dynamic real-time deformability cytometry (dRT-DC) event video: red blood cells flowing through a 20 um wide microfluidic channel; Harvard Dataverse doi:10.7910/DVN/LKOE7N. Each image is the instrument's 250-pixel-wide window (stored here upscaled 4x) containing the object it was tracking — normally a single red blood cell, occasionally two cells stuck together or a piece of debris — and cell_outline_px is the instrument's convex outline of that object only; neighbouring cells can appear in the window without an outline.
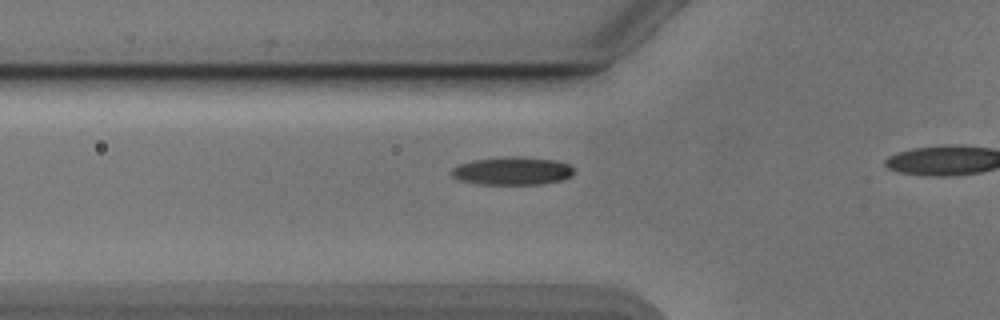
{"species": "Egyptian fruit bat (a non-hibernating species)", "species_latin": "Rousettus aegyptiacus", "temperature_condition": "cold", "stored_images_in_passage": 32, "camera_frame_rate_fps": 3000, "um_per_image_px": 0.085, "animal": {"sex": "male"}, "frame": {"image": 1, "passage_image": 14, "time_ms": 4.333, "image_size_px": [1000, 320], "cell_outline_px": [[572, 176], [560, 180], [540, 184], [480, 184], [460, 180], [452, 176], [452, 168], [460, 164], [472, 160], [504, 156], [520, 156], [556, 160], [568, 164], [572, 168]], "centroid_in_image_um": [43.53, 14.51], "position_along_channel_um": 82.3, "area_um2": 19.94}}
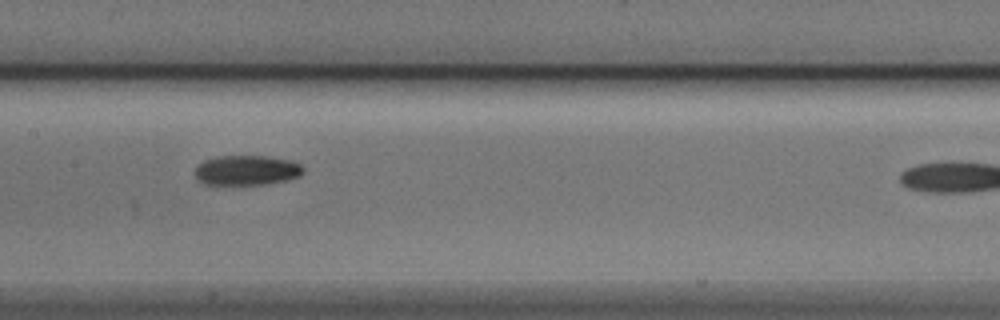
{"frame": {"image": 2, "passage_image": 22, "time_ms": 7.0, "image_size_px": [1000, 320], "cell_outline_px": [[304, 172], [300, 176], [284, 180], [264, 184], [204, 184], [196, 176], [196, 168], [204, 160], [220, 156], [268, 156], [292, 160], [300, 164], [304, 168]], "centroid_in_image_um": [21.02, 14.46], "position_along_channel_um": 186.4, "area_um2": 18.67}}
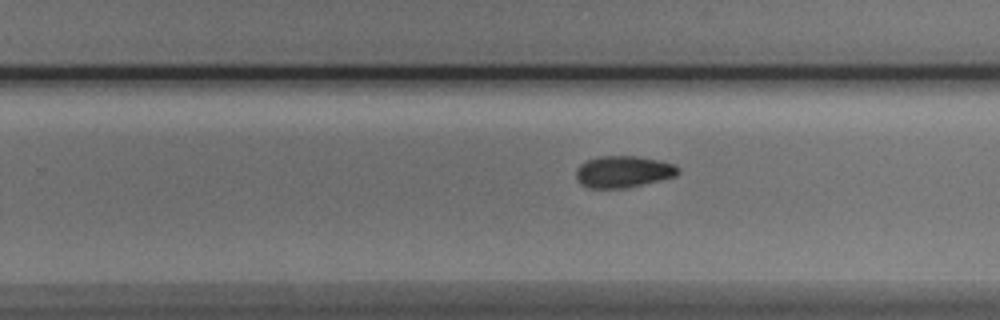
{"frame": {"image": 3, "passage_image": 29, "time_ms": 9.333, "image_size_px": [1000, 320], "cell_outline_px": [[680, 172], [676, 176], [660, 180], [624, 188], [588, 188], [580, 184], [576, 176], [576, 168], [580, 164], [588, 160], [600, 156], [640, 156], [660, 160], [676, 164], [680, 168]], "centroid_in_image_um": [53.0, 14.58], "position_along_channel_um": 276.8, "area_um2": 19.02}}